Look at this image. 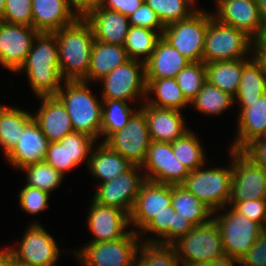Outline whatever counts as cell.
<instances>
[{"instance_id": "1", "label": "cell", "mask_w": 266, "mask_h": 266, "mask_svg": "<svg viewBox=\"0 0 266 266\" xmlns=\"http://www.w3.org/2000/svg\"><path fill=\"white\" fill-rule=\"evenodd\" d=\"M56 35L58 61L65 81L84 80L89 74L94 36L84 18L63 27Z\"/></svg>"}, {"instance_id": "2", "label": "cell", "mask_w": 266, "mask_h": 266, "mask_svg": "<svg viewBox=\"0 0 266 266\" xmlns=\"http://www.w3.org/2000/svg\"><path fill=\"white\" fill-rule=\"evenodd\" d=\"M27 73L33 92L40 96L56 95L64 80L58 61V47L54 33H38L31 50L19 71Z\"/></svg>"}, {"instance_id": "3", "label": "cell", "mask_w": 266, "mask_h": 266, "mask_svg": "<svg viewBox=\"0 0 266 266\" xmlns=\"http://www.w3.org/2000/svg\"><path fill=\"white\" fill-rule=\"evenodd\" d=\"M56 96L64 104L72 122L74 132H81L93 139L101 135L102 102L94 97L87 82L83 80L65 81Z\"/></svg>"}, {"instance_id": "4", "label": "cell", "mask_w": 266, "mask_h": 266, "mask_svg": "<svg viewBox=\"0 0 266 266\" xmlns=\"http://www.w3.org/2000/svg\"><path fill=\"white\" fill-rule=\"evenodd\" d=\"M172 245L183 264H211L226 256L220 230L213 218L205 224L194 226Z\"/></svg>"}, {"instance_id": "5", "label": "cell", "mask_w": 266, "mask_h": 266, "mask_svg": "<svg viewBox=\"0 0 266 266\" xmlns=\"http://www.w3.org/2000/svg\"><path fill=\"white\" fill-rule=\"evenodd\" d=\"M251 48V50H249ZM253 38L246 32L220 23L210 13L202 61L206 63L243 59L253 52Z\"/></svg>"}, {"instance_id": "6", "label": "cell", "mask_w": 266, "mask_h": 266, "mask_svg": "<svg viewBox=\"0 0 266 266\" xmlns=\"http://www.w3.org/2000/svg\"><path fill=\"white\" fill-rule=\"evenodd\" d=\"M138 237L132 229L123 238L90 242L81 251L73 253L84 266H136L140 241H144Z\"/></svg>"}, {"instance_id": "7", "label": "cell", "mask_w": 266, "mask_h": 266, "mask_svg": "<svg viewBox=\"0 0 266 266\" xmlns=\"http://www.w3.org/2000/svg\"><path fill=\"white\" fill-rule=\"evenodd\" d=\"M209 23V12L197 10L187 19L166 25L162 37L190 62H200Z\"/></svg>"}, {"instance_id": "8", "label": "cell", "mask_w": 266, "mask_h": 266, "mask_svg": "<svg viewBox=\"0 0 266 266\" xmlns=\"http://www.w3.org/2000/svg\"><path fill=\"white\" fill-rule=\"evenodd\" d=\"M232 166L229 169H203V166L190 171V174L181 184L190 193L194 194L213 213L229 205L231 198Z\"/></svg>"}, {"instance_id": "9", "label": "cell", "mask_w": 266, "mask_h": 266, "mask_svg": "<svg viewBox=\"0 0 266 266\" xmlns=\"http://www.w3.org/2000/svg\"><path fill=\"white\" fill-rule=\"evenodd\" d=\"M217 215L213 219L220 230L225 255L240 260L265 229L232 208Z\"/></svg>"}, {"instance_id": "10", "label": "cell", "mask_w": 266, "mask_h": 266, "mask_svg": "<svg viewBox=\"0 0 266 266\" xmlns=\"http://www.w3.org/2000/svg\"><path fill=\"white\" fill-rule=\"evenodd\" d=\"M102 142L132 165L142 167L151 143L145 114L138 109L123 129L111 134Z\"/></svg>"}, {"instance_id": "11", "label": "cell", "mask_w": 266, "mask_h": 266, "mask_svg": "<svg viewBox=\"0 0 266 266\" xmlns=\"http://www.w3.org/2000/svg\"><path fill=\"white\" fill-rule=\"evenodd\" d=\"M103 99L130 101L146 97L145 63L129 59L104 76Z\"/></svg>"}, {"instance_id": "12", "label": "cell", "mask_w": 266, "mask_h": 266, "mask_svg": "<svg viewBox=\"0 0 266 266\" xmlns=\"http://www.w3.org/2000/svg\"><path fill=\"white\" fill-rule=\"evenodd\" d=\"M233 158L230 202L266 200V170L252 163L240 151Z\"/></svg>"}, {"instance_id": "13", "label": "cell", "mask_w": 266, "mask_h": 266, "mask_svg": "<svg viewBox=\"0 0 266 266\" xmlns=\"http://www.w3.org/2000/svg\"><path fill=\"white\" fill-rule=\"evenodd\" d=\"M144 177L157 183L181 185L190 171L174 155L171 143L151 141L142 168Z\"/></svg>"}, {"instance_id": "14", "label": "cell", "mask_w": 266, "mask_h": 266, "mask_svg": "<svg viewBox=\"0 0 266 266\" xmlns=\"http://www.w3.org/2000/svg\"><path fill=\"white\" fill-rule=\"evenodd\" d=\"M139 169L142 170V167L133 165L113 180L101 183L92 201L119 208L130 215L140 187L145 181L144 175L137 174Z\"/></svg>"}, {"instance_id": "15", "label": "cell", "mask_w": 266, "mask_h": 266, "mask_svg": "<svg viewBox=\"0 0 266 266\" xmlns=\"http://www.w3.org/2000/svg\"><path fill=\"white\" fill-rule=\"evenodd\" d=\"M172 206V185L145 180L137 194L129 222L144 229L157 215L168 213Z\"/></svg>"}, {"instance_id": "16", "label": "cell", "mask_w": 266, "mask_h": 266, "mask_svg": "<svg viewBox=\"0 0 266 266\" xmlns=\"http://www.w3.org/2000/svg\"><path fill=\"white\" fill-rule=\"evenodd\" d=\"M11 251L15 262L39 266H55L60 253L54 238L38 222H33L19 247Z\"/></svg>"}, {"instance_id": "17", "label": "cell", "mask_w": 266, "mask_h": 266, "mask_svg": "<svg viewBox=\"0 0 266 266\" xmlns=\"http://www.w3.org/2000/svg\"><path fill=\"white\" fill-rule=\"evenodd\" d=\"M38 33L33 26L0 21V63L19 72Z\"/></svg>"}, {"instance_id": "18", "label": "cell", "mask_w": 266, "mask_h": 266, "mask_svg": "<svg viewBox=\"0 0 266 266\" xmlns=\"http://www.w3.org/2000/svg\"><path fill=\"white\" fill-rule=\"evenodd\" d=\"M96 140L81 132H72L60 141L50 142L45 162L55 168L63 176L66 171L73 169L87 159Z\"/></svg>"}, {"instance_id": "19", "label": "cell", "mask_w": 266, "mask_h": 266, "mask_svg": "<svg viewBox=\"0 0 266 266\" xmlns=\"http://www.w3.org/2000/svg\"><path fill=\"white\" fill-rule=\"evenodd\" d=\"M92 202L87 219L89 230L94 235L90 242H107L123 238L128 233L126 227L130 225L129 215L119 208Z\"/></svg>"}, {"instance_id": "20", "label": "cell", "mask_w": 266, "mask_h": 266, "mask_svg": "<svg viewBox=\"0 0 266 266\" xmlns=\"http://www.w3.org/2000/svg\"><path fill=\"white\" fill-rule=\"evenodd\" d=\"M214 18L254 38L262 26L256 0H216Z\"/></svg>"}, {"instance_id": "21", "label": "cell", "mask_w": 266, "mask_h": 266, "mask_svg": "<svg viewBox=\"0 0 266 266\" xmlns=\"http://www.w3.org/2000/svg\"><path fill=\"white\" fill-rule=\"evenodd\" d=\"M139 102L140 110L145 114L151 141L172 143L184 136L189 129L185 127V121L180 110L157 108Z\"/></svg>"}, {"instance_id": "22", "label": "cell", "mask_w": 266, "mask_h": 266, "mask_svg": "<svg viewBox=\"0 0 266 266\" xmlns=\"http://www.w3.org/2000/svg\"><path fill=\"white\" fill-rule=\"evenodd\" d=\"M50 141L32 119L21 131L18 143L5 158L18 169L44 162Z\"/></svg>"}, {"instance_id": "23", "label": "cell", "mask_w": 266, "mask_h": 266, "mask_svg": "<svg viewBox=\"0 0 266 266\" xmlns=\"http://www.w3.org/2000/svg\"><path fill=\"white\" fill-rule=\"evenodd\" d=\"M83 18L90 25L95 40L109 44H124L130 27L127 16L99 5Z\"/></svg>"}, {"instance_id": "24", "label": "cell", "mask_w": 266, "mask_h": 266, "mask_svg": "<svg viewBox=\"0 0 266 266\" xmlns=\"http://www.w3.org/2000/svg\"><path fill=\"white\" fill-rule=\"evenodd\" d=\"M40 98L41 108L32 116L48 140L57 142L74 132L68 111L61 100L56 95L40 96Z\"/></svg>"}, {"instance_id": "25", "label": "cell", "mask_w": 266, "mask_h": 266, "mask_svg": "<svg viewBox=\"0 0 266 266\" xmlns=\"http://www.w3.org/2000/svg\"><path fill=\"white\" fill-rule=\"evenodd\" d=\"M78 18L67 0H32V26L39 33H55Z\"/></svg>"}, {"instance_id": "26", "label": "cell", "mask_w": 266, "mask_h": 266, "mask_svg": "<svg viewBox=\"0 0 266 266\" xmlns=\"http://www.w3.org/2000/svg\"><path fill=\"white\" fill-rule=\"evenodd\" d=\"M238 138L231 150L240 151L251 140L266 136V93L252 103H239Z\"/></svg>"}, {"instance_id": "27", "label": "cell", "mask_w": 266, "mask_h": 266, "mask_svg": "<svg viewBox=\"0 0 266 266\" xmlns=\"http://www.w3.org/2000/svg\"><path fill=\"white\" fill-rule=\"evenodd\" d=\"M190 63L162 36L145 62V79L175 78Z\"/></svg>"}, {"instance_id": "28", "label": "cell", "mask_w": 266, "mask_h": 266, "mask_svg": "<svg viewBox=\"0 0 266 266\" xmlns=\"http://www.w3.org/2000/svg\"><path fill=\"white\" fill-rule=\"evenodd\" d=\"M129 60L123 45L104 43L94 40L88 76L83 80L89 82L101 80L114 68Z\"/></svg>"}, {"instance_id": "29", "label": "cell", "mask_w": 266, "mask_h": 266, "mask_svg": "<svg viewBox=\"0 0 266 266\" xmlns=\"http://www.w3.org/2000/svg\"><path fill=\"white\" fill-rule=\"evenodd\" d=\"M93 151L89 154V169L94 177L103 180L102 183L113 180L133 166L126 158L103 142L100 146L98 145L95 152Z\"/></svg>"}, {"instance_id": "30", "label": "cell", "mask_w": 266, "mask_h": 266, "mask_svg": "<svg viewBox=\"0 0 266 266\" xmlns=\"http://www.w3.org/2000/svg\"><path fill=\"white\" fill-rule=\"evenodd\" d=\"M146 98L154 92L156 98L147 104L157 108L180 110L190 102L185 98L175 78L146 79ZM150 93V94H149Z\"/></svg>"}, {"instance_id": "31", "label": "cell", "mask_w": 266, "mask_h": 266, "mask_svg": "<svg viewBox=\"0 0 266 266\" xmlns=\"http://www.w3.org/2000/svg\"><path fill=\"white\" fill-rule=\"evenodd\" d=\"M244 59L206 63L207 81L233 97L239 89Z\"/></svg>"}, {"instance_id": "32", "label": "cell", "mask_w": 266, "mask_h": 266, "mask_svg": "<svg viewBox=\"0 0 266 266\" xmlns=\"http://www.w3.org/2000/svg\"><path fill=\"white\" fill-rule=\"evenodd\" d=\"M172 207L195 226L209 222L213 211L182 185H172ZM209 218V219H208Z\"/></svg>"}, {"instance_id": "33", "label": "cell", "mask_w": 266, "mask_h": 266, "mask_svg": "<svg viewBox=\"0 0 266 266\" xmlns=\"http://www.w3.org/2000/svg\"><path fill=\"white\" fill-rule=\"evenodd\" d=\"M245 59L247 58H244L242 77L234 99L237 98L239 103H252L266 93V73L253 56L247 61Z\"/></svg>"}, {"instance_id": "34", "label": "cell", "mask_w": 266, "mask_h": 266, "mask_svg": "<svg viewBox=\"0 0 266 266\" xmlns=\"http://www.w3.org/2000/svg\"><path fill=\"white\" fill-rule=\"evenodd\" d=\"M33 119L31 113L6 106L0 115V146L5 156L18 143L21 131Z\"/></svg>"}, {"instance_id": "35", "label": "cell", "mask_w": 266, "mask_h": 266, "mask_svg": "<svg viewBox=\"0 0 266 266\" xmlns=\"http://www.w3.org/2000/svg\"><path fill=\"white\" fill-rule=\"evenodd\" d=\"M161 36V34L156 33V30L130 26L123 44L129 59L140 61V59H137L138 56L140 58V56L144 55V59L141 61L145 63L153 53Z\"/></svg>"}, {"instance_id": "36", "label": "cell", "mask_w": 266, "mask_h": 266, "mask_svg": "<svg viewBox=\"0 0 266 266\" xmlns=\"http://www.w3.org/2000/svg\"><path fill=\"white\" fill-rule=\"evenodd\" d=\"M134 113L124 100L102 99L101 135H105L106 140L111 134L123 129Z\"/></svg>"}, {"instance_id": "37", "label": "cell", "mask_w": 266, "mask_h": 266, "mask_svg": "<svg viewBox=\"0 0 266 266\" xmlns=\"http://www.w3.org/2000/svg\"><path fill=\"white\" fill-rule=\"evenodd\" d=\"M235 101L232 95L206 81L190 104L206 115H216L231 107Z\"/></svg>"}, {"instance_id": "38", "label": "cell", "mask_w": 266, "mask_h": 266, "mask_svg": "<svg viewBox=\"0 0 266 266\" xmlns=\"http://www.w3.org/2000/svg\"><path fill=\"white\" fill-rule=\"evenodd\" d=\"M194 134L189 130L171 143L174 155L189 171L205 166L206 160L203 147Z\"/></svg>"}, {"instance_id": "39", "label": "cell", "mask_w": 266, "mask_h": 266, "mask_svg": "<svg viewBox=\"0 0 266 266\" xmlns=\"http://www.w3.org/2000/svg\"><path fill=\"white\" fill-rule=\"evenodd\" d=\"M140 250V253H139ZM136 266H179L180 260L173 245L142 242L138 248Z\"/></svg>"}, {"instance_id": "40", "label": "cell", "mask_w": 266, "mask_h": 266, "mask_svg": "<svg viewBox=\"0 0 266 266\" xmlns=\"http://www.w3.org/2000/svg\"><path fill=\"white\" fill-rule=\"evenodd\" d=\"M157 14L161 23L166 26L170 23L189 18L197 9L189 6L195 4V0H144ZM190 8V9H189Z\"/></svg>"}, {"instance_id": "41", "label": "cell", "mask_w": 266, "mask_h": 266, "mask_svg": "<svg viewBox=\"0 0 266 266\" xmlns=\"http://www.w3.org/2000/svg\"><path fill=\"white\" fill-rule=\"evenodd\" d=\"M175 79L185 98L191 102L207 81L206 64L203 61L190 62Z\"/></svg>"}, {"instance_id": "42", "label": "cell", "mask_w": 266, "mask_h": 266, "mask_svg": "<svg viewBox=\"0 0 266 266\" xmlns=\"http://www.w3.org/2000/svg\"><path fill=\"white\" fill-rule=\"evenodd\" d=\"M21 170L27 173L28 186L39 188L50 193L57 188L63 180V175L48 163L38 162L28 165Z\"/></svg>"}, {"instance_id": "43", "label": "cell", "mask_w": 266, "mask_h": 266, "mask_svg": "<svg viewBox=\"0 0 266 266\" xmlns=\"http://www.w3.org/2000/svg\"><path fill=\"white\" fill-rule=\"evenodd\" d=\"M0 21L32 26V0H5Z\"/></svg>"}, {"instance_id": "44", "label": "cell", "mask_w": 266, "mask_h": 266, "mask_svg": "<svg viewBox=\"0 0 266 266\" xmlns=\"http://www.w3.org/2000/svg\"><path fill=\"white\" fill-rule=\"evenodd\" d=\"M49 195L39 188L25 185L19 192L21 208L30 214H38L48 206Z\"/></svg>"}, {"instance_id": "45", "label": "cell", "mask_w": 266, "mask_h": 266, "mask_svg": "<svg viewBox=\"0 0 266 266\" xmlns=\"http://www.w3.org/2000/svg\"><path fill=\"white\" fill-rule=\"evenodd\" d=\"M129 25L136 27H145L157 30V33H163L165 26L161 23L157 14L144 1L142 5L130 16H128ZM159 30V31H158Z\"/></svg>"}, {"instance_id": "46", "label": "cell", "mask_w": 266, "mask_h": 266, "mask_svg": "<svg viewBox=\"0 0 266 266\" xmlns=\"http://www.w3.org/2000/svg\"><path fill=\"white\" fill-rule=\"evenodd\" d=\"M231 208L251 221L259 223L266 229V200H249L244 202H229Z\"/></svg>"}, {"instance_id": "47", "label": "cell", "mask_w": 266, "mask_h": 266, "mask_svg": "<svg viewBox=\"0 0 266 266\" xmlns=\"http://www.w3.org/2000/svg\"><path fill=\"white\" fill-rule=\"evenodd\" d=\"M194 226L195 225L191 221L174 211L173 225L170 226V229L161 237V239L158 238V240H156L147 238V240L144 242H156L160 244L172 245L180 237L191 231Z\"/></svg>"}, {"instance_id": "48", "label": "cell", "mask_w": 266, "mask_h": 266, "mask_svg": "<svg viewBox=\"0 0 266 266\" xmlns=\"http://www.w3.org/2000/svg\"><path fill=\"white\" fill-rule=\"evenodd\" d=\"M240 263L242 266H266V229L247 253L241 257Z\"/></svg>"}, {"instance_id": "49", "label": "cell", "mask_w": 266, "mask_h": 266, "mask_svg": "<svg viewBox=\"0 0 266 266\" xmlns=\"http://www.w3.org/2000/svg\"><path fill=\"white\" fill-rule=\"evenodd\" d=\"M240 152L252 163L266 170V136L251 140Z\"/></svg>"}, {"instance_id": "50", "label": "cell", "mask_w": 266, "mask_h": 266, "mask_svg": "<svg viewBox=\"0 0 266 266\" xmlns=\"http://www.w3.org/2000/svg\"><path fill=\"white\" fill-rule=\"evenodd\" d=\"M174 220V209L170 206V211L168 213H163L155 216L150 223L143 230H134L137 234H146L147 232H153L162 237L173 225Z\"/></svg>"}, {"instance_id": "51", "label": "cell", "mask_w": 266, "mask_h": 266, "mask_svg": "<svg viewBox=\"0 0 266 266\" xmlns=\"http://www.w3.org/2000/svg\"><path fill=\"white\" fill-rule=\"evenodd\" d=\"M144 0H101L100 6L105 9L117 11L125 16L133 14Z\"/></svg>"}, {"instance_id": "52", "label": "cell", "mask_w": 266, "mask_h": 266, "mask_svg": "<svg viewBox=\"0 0 266 266\" xmlns=\"http://www.w3.org/2000/svg\"><path fill=\"white\" fill-rule=\"evenodd\" d=\"M101 0H67L68 6L75 9V14L83 18L88 12L100 5Z\"/></svg>"}, {"instance_id": "53", "label": "cell", "mask_w": 266, "mask_h": 266, "mask_svg": "<svg viewBox=\"0 0 266 266\" xmlns=\"http://www.w3.org/2000/svg\"><path fill=\"white\" fill-rule=\"evenodd\" d=\"M253 50H266V23H262L258 34L253 38Z\"/></svg>"}, {"instance_id": "54", "label": "cell", "mask_w": 266, "mask_h": 266, "mask_svg": "<svg viewBox=\"0 0 266 266\" xmlns=\"http://www.w3.org/2000/svg\"><path fill=\"white\" fill-rule=\"evenodd\" d=\"M0 266H15L11 247H8L6 249L4 248V250H0Z\"/></svg>"}, {"instance_id": "55", "label": "cell", "mask_w": 266, "mask_h": 266, "mask_svg": "<svg viewBox=\"0 0 266 266\" xmlns=\"http://www.w3.org/2000/svg\"><path fill=\"white\" fill-rule=\"evenodd\" d=\"M241 266L240 260L231 256H225L223 258L213 261L210 266H235V264Z\"/></svg>"}, {"instance_id": "56", "label": "cell", "mask_w": 266, "mask_h": 266, "mask_svg": "<svg viewBox=\"0 0 266 266\" xmlns=\"http://www.w3.org/2000/svg\"><path fill=\"white\" fill-rule=\"evenodd\" d=\"M252 56L266 73V50H253Z\"/></svg>"}, {"instance_id": "57", "label": "cell", "mask_w": 266, "mask_h": 266, "mask_svg": "<svg viewBox=\"0 0 266 266\" xmlns=\"http://www.w3.org/2000/svg\"><path fill=\"white\" fill-rule=\"evenodd\" d=\"M262 23H266V0H256Z\"/></svg>"}, {"instance_id": "58", "label": "cell", "mask_w": 266, "mask_h": 266, "mask_svg": "<svg viewBox=\"0 0 266 266\" xmlns=\"http://www.w3.org/2000/svg\"><path fill=\"white\" fill-rule=\"evenodd\" d=\"M5 10V0H0V17L3 15Z\"/></svg>"}, {"instance_id": "59", "label": "cell", "mask_w": 266, "mask_h": 266, "mask_svg": "<svg viewBox=\"0 0 266 266\" xmlns=\"http://www.w3.org/2000/svg\"><path fill=\"white\" fill-rule=\"evenodd\" d=\"M182 266H210V264L188 263V264H182Z\"/></svg>"}, {"instance_id": "60", "label": "cell", "mask_w": 266, "mask_h": 266, "mask_svg": "<svg viewBox=\"0 0 266 266\" xmlns=\"http://www.w3.org/2000/svg\"><path fill=\"white\" fill-rule=\"evenodd\" d=\"M15 266H39V265H32V264H27V263H22V262H15Z\"/></svg>"}, {"instance_id": "61", "label": "cell", "mask_w": 266, "mask_h": 266, "mask_svg": "<svg viewBox=\"0 0 266 266\" xmlns=\"http://www.w3.org/2000/svg\"><path fill=\"white\" fill-rule=\"evenodd\" d=\"M5 107H6V105H5V106H4V105H0V115H1L2 110H3Z\"/></svg>"}]
</instances>
